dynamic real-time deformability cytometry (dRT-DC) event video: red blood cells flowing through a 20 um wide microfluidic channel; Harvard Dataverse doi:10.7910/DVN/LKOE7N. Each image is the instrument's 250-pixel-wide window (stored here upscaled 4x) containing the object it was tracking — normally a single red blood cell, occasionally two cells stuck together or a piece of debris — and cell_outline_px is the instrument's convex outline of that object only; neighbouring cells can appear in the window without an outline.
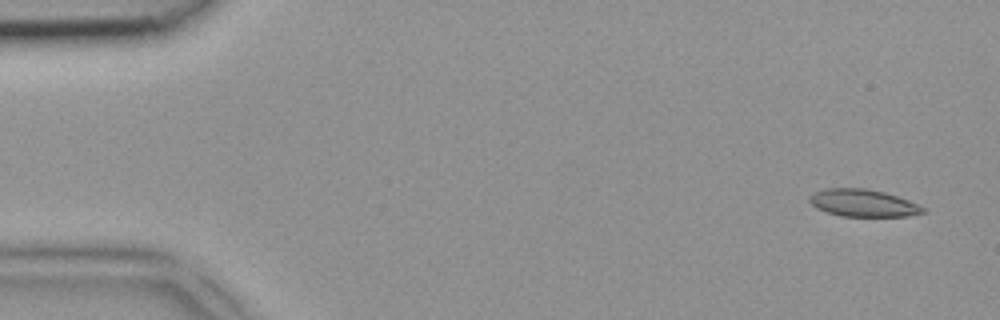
{"species": "common noctule bat (a hibernating species)", "species_latin": "Nyctalus noctula", "temperature_condition": "room temperature", "stored_images_in_passage": 5, "camera_frame_rate_fps": 3000, "um_per_image_px": 0.085, "animal": {"sex": "female", "body_mass_g": 18.4}, "frame": {"image": 1, "passage_image": 1, "time_ms": 0.0, "image_size_px": [1000, 320], "cell_outline_px": [[928, 212], [908, 216], [840, 216], [816, 208], [808, 200], [808, 196], [824, 188], [864, 188], [884, 192], [908, 200], [924, 208]], "centroid_in_image_um": [73.35, 17.26], "position_along_channel_um": 11.7, "area_um2": 17.98}}
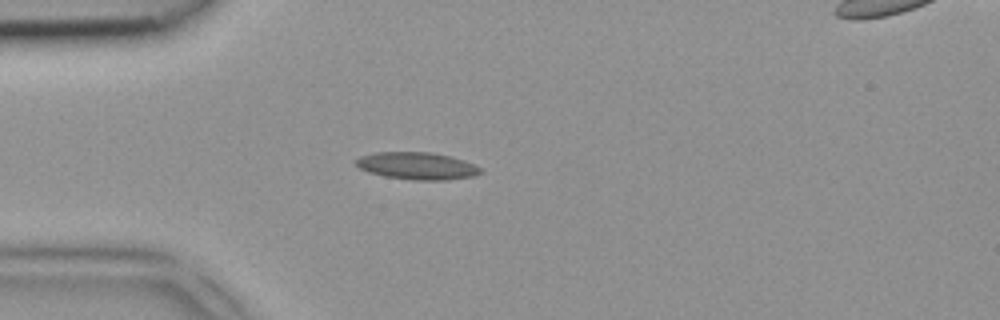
{"frame": {"image": 2, "passage_image": 4, "time_ms": 1.0, "image_size_px": [1000, 320], "cell_outline_px": [[484, 172], [472, 176], [444, 180], [412, 180], [384, 176], [368, 172], [360, 168], [356, 164], [356, 160], [360, 156], [376, 152], [432, 152], [464, 160], [480, 168]], "centroid_in_image_um": [35.44, 14.1], "position_along_channel_um": 49.6, "area_um2": 19.65}}